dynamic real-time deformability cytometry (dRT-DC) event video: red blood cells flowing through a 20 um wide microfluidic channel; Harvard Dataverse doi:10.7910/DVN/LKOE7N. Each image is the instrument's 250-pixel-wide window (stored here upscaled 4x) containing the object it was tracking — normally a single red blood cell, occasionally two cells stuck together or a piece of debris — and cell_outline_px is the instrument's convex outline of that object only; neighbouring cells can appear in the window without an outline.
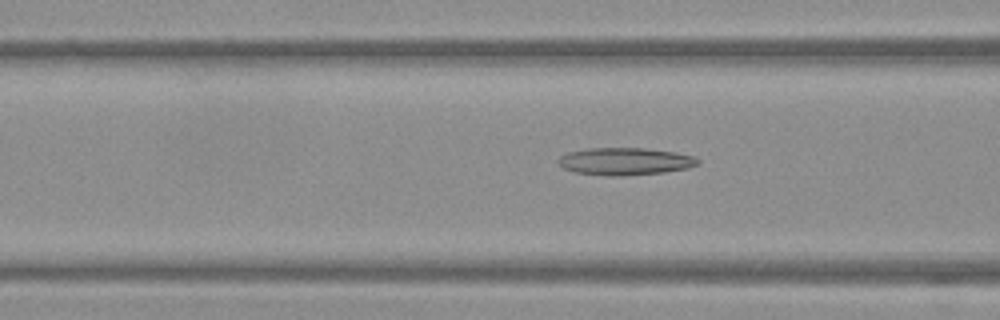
{"species": "Egyptian fruit bat (a non-hibernating species)", "species_latin": "Rousettus aegyptiacus", "temperature_condition": "warm", "stored_images_in_passage": 53, "camera_frame_rate_fps": 3000, "um_per_image_px": 0.085, "frame": {"image": 1, "passage_image": 21, "time_ms": 6.667, "image_size_px": [1000, 320], "cell_outline_px": [[700, 164], [688, 168], [664, 172], [620, 176], [608, 176], [572, 172], [556, 164], [556, 160], [560, 156], [568, 152], [588, 148], [644, 148], [676, 152], [696, 156], [700, 160]], "centroid_in_image_um": [53.12, 13.71], "position_along_channel_um": 113.5, "area_um2": 22.6}}
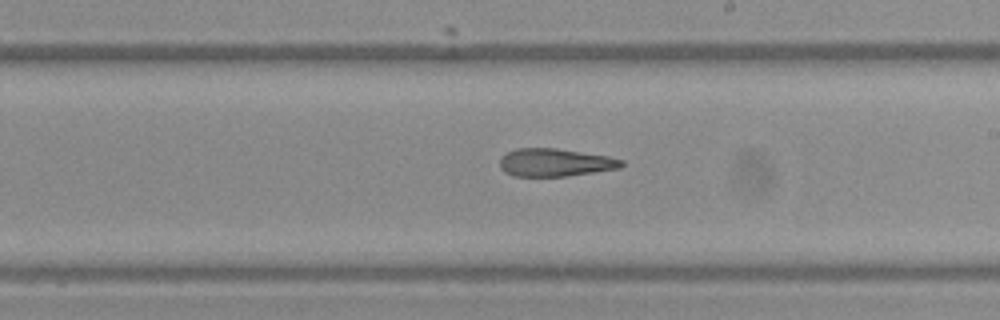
{"frame": {"image": 2, "passage_image": 31, "time_ms": 10.0, "image_size_px": [1000, 320], "cell_outline_px": [[624, 164], [620, 168], [568, 176], [512, 176], [504, 172], [500, 168], [500, 156], [516, 148], [556, 148], [608, 156], [624, 160]], "centroid_in_image_um": [47.16, 13.81], "position_along_channel_um": 241.8, "area_um2": 19.88}}
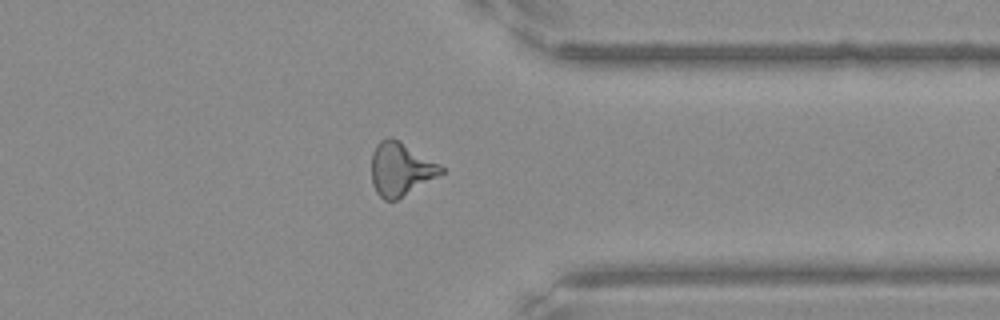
{"frame": {"image": 3, "passage_image": 42, "time_ms": 13.667, "image_size_px": [1000, 320], "cell_outline_px": [[444, 172], [396, 200], [384, 200], [376, 192], [372, 184], [372, 152], [376, 144], [380, 140], [388, 136], [392, 136], [400, 140], [440, 164], [444, 168]], "centroid_in_image_um": [34.03, 14.34], "position_along_channel_um": 377.4, "area_um2": 21.62}, "authors_computed_cell_mechanics": {"area_um2": 21.6172, "velocity_mm_per_s": 3.8447, "shape_relaxation_time_tau1_ms": null, "shape_relaxation_time_tau2_ms": 4.1725, "deformation_change_tau1": null, "deformation_change_tau2": 0.1588}}